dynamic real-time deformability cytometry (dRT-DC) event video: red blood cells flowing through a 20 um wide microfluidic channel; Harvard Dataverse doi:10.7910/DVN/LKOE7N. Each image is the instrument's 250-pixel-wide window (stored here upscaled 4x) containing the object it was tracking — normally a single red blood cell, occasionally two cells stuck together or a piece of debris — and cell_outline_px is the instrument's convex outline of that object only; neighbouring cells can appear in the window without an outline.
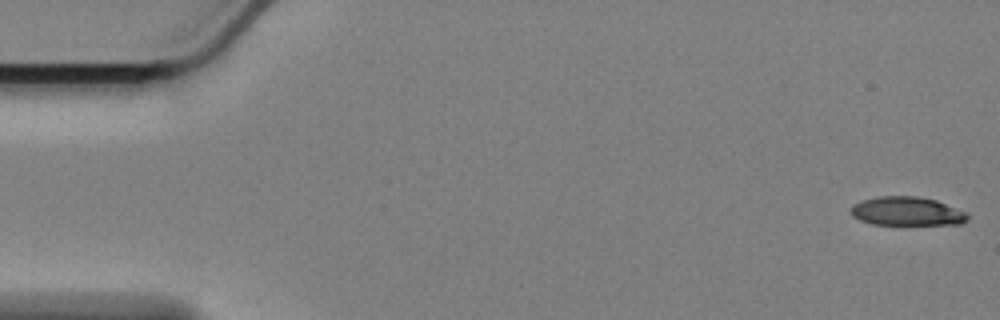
{"species": "Egyptian fruit bat (a non-hibernating species)", "species_latin": "Rousettus aegyptiacus", "temperature_condition": "cold", "stored_images_in_passage": 57, "camera_frame_rate_fps": 3000, "um_per_image_px": 0.085, "animal": {"sex": "female"}, "frame": {"image": 1, "passage_image": 1, "time_ms": 0.0, "image_size_px": [1000, 320], "cell_outline_px": [[968, 220], [960, 224], [872, 224], [860, 220], [852, 216], [852, 204], [860, 200], [880, 196], [916, 196], [936, 200], [968, 212]], "centroid_in_image_um": [77.1, 17.95], "position_along_channel_um": 7.9, "area_um2": 19.59}}
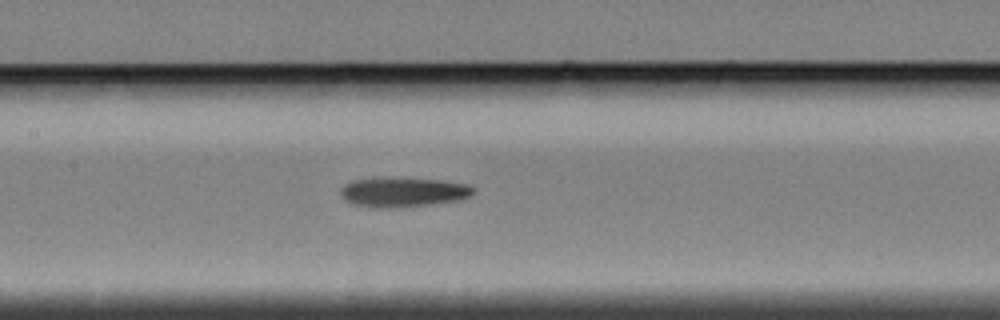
{"frame": {"image": 2, "passage_image": 27, "time_ms": 8.667, "image_size_px": [1000, 320], "cell_outline_px": [[476, 192], [468, 196], [456, 200], [428, 204], [384, 208], [352, 204], [344, 200], [340, 192], [344, 184], [352, 180], [440, 180], [468, 184], [476, 188]], "centroid_in_image_um": [34.28, 16.36], "position_along_channel_um": 173.1, "area_um2": 21.73}}
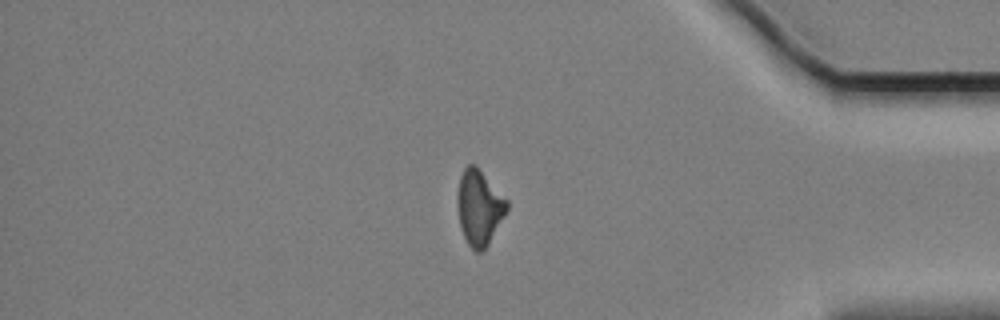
{"frame": {"image": 3, "passage_image": 49, "time_ms": 16.0, "image_size_px": [1000, 320], "cell_outline_px": [[508, 208], [504, 216], [488, 244], [480, 252], [476, 252], [468, 244], [464, 236], [460, 224], [456, 204], [456, 196], [460, 176], [464, 168], [468, 164], [476, 164], [508, 200]], "centroid_in_image_um": [40.72, 17.59], "position_along_channel_um": 394.5, "area_um2": 21.73}, "authors_computed_cell_mechanics": {"area_um2": 21.7906, "velocity_mm_per_s": 3.3943, "shape_relaxation_time_tau1_ms": 5.3449, "shape_relaxation_time_tau2_ms": null, "deformation_change_tau1": 0.1555, "deformation_change_tau2": null}}